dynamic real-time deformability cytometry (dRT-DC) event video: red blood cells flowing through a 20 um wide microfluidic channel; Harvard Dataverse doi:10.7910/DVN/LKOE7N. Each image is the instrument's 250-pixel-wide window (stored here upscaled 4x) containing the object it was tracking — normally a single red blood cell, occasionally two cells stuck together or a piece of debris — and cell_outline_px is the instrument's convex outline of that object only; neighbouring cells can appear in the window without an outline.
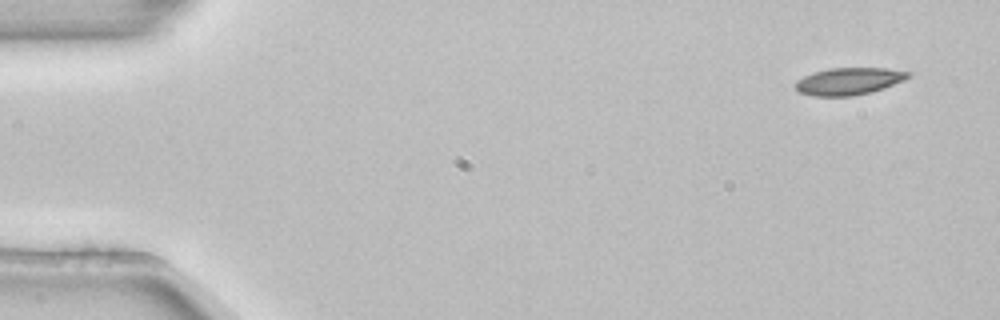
{"species": "common noctule bat (a hibernating species)", "species_latin": "Nyctalus noctula", "temperature_condition": "room temperature", "stored_images_in_passage": 4, "camera_frame_rate_fps": 3000, "um_per_image_px": 0.085, "animal": {"sex": "female", "body_mass_g": 22.7, "forearm_length_mm": 54.2}, "frame": {"image": 1, "passage_image": 1, "time_ms": 0.0, "image_size_px": [1000, 320], "cell_outline_px": [[912, 76], [904, 80], [884, 88], [872, 92], [852, 96], [812, 96], [800, 92], [792, 84], [796, 80], [804, 76], [828, 68], [884, 68], [912, 72]], "centroid_in_image_um": [72.16, 6.91], "position_along_channel_um": 12.8, "area_um2": 17.98}}
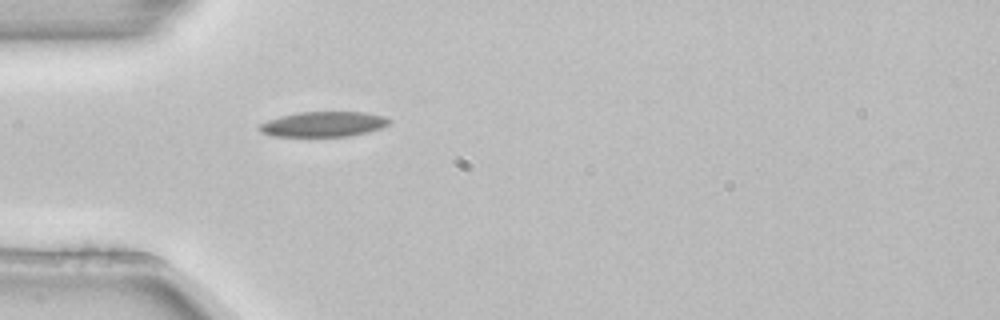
{"frame": {"image": 2, "passage_image": 4, "time_ms": 1.0, "image_size_px": [1000, 320], "cell_outline_px": [[392, 120], [388, 124], [380, 128], [368, 132], [348, 136], [272, 136], [260, 132], [256, 128], [260, 124], [268, 120], [280, 116], [300, 112], [364, 112], [384, 116]], "centroid_in_image_um": [27.47, 10.55], "position_along_channel_um": 57.5, "area_um2": 19.02}}